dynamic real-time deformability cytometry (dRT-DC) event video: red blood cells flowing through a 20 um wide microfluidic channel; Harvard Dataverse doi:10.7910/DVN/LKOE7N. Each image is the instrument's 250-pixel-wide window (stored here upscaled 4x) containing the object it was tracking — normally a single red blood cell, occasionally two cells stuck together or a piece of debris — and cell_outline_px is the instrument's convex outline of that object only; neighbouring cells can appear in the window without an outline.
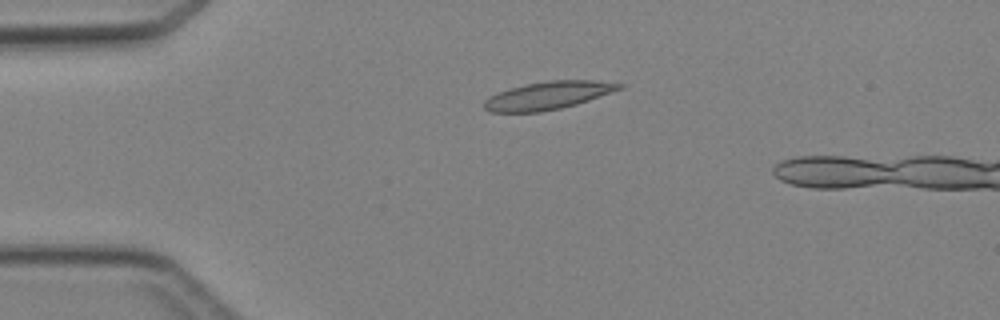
{"species": "Egyptian fruit bat (a non-hibernating species)", "species_latin": "Rousettus aegyptiacus", "temperature_condition": "cold", "stored_images_in_passage": 33, "camera_frame_rate_fps": 3000, "um_per_image_px": 0.085, "animal": {"sex": "female"}, "frame": {"image": 1, "passage_image": 1, "time_ms": 0.0, "image_size_px": [1000, 320], "cell_outline_px": [[624, 88], [576, 104], [560, 108], [540, 112], [488, 112], [484, 108], [484, 100], [488, 96], [496, 92], [524, 84], [548, 80], [592, 80], [624, 84]], "centroid_in_image_um": [46.54, 8.11], "position_along_channel_um": 38.5, "area_um2": 22.02}}
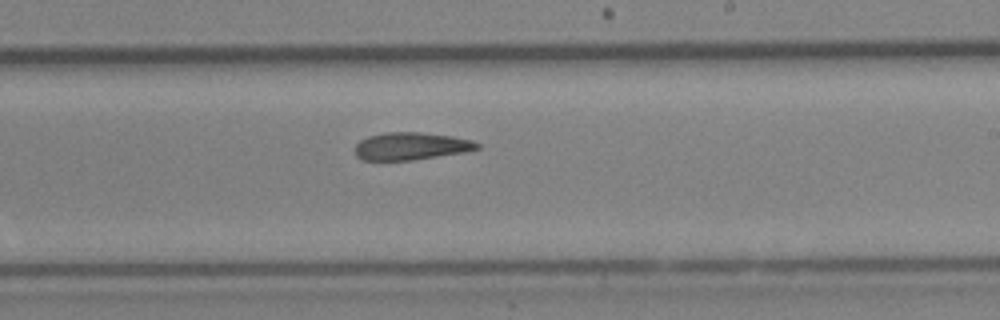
{"frame": {"image": 2, "passage_image": 18, "time_ms": 5.667, "image_size_px": [1000, 320], "cell_outline_px": [[480, 148], [464, 152], [412, 160], [364, 160], [356, 156], [356, 144], [360, 140], [368, 136], [384, 132], [420, 132], [452, 136], [472, 140], [480, 144]], "centroid_in_image_um": [34.94, 12.41], "position_along_channel_um": 254.1, "area_um2": 19.54}}
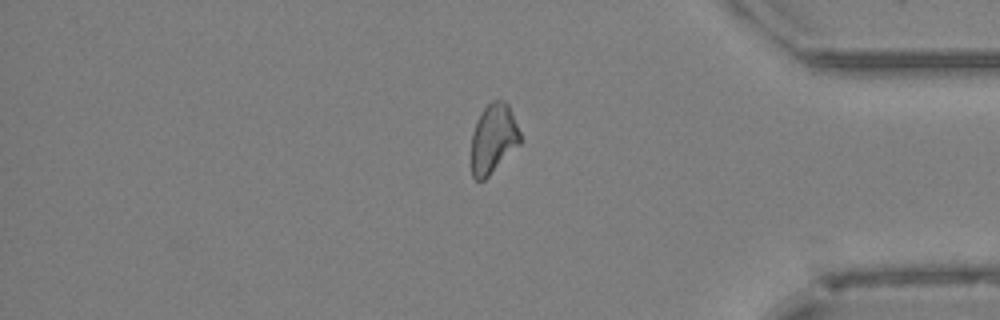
{"frame": {"image": 3, "passage_image": 29, "time_ms": 9.333, "image_size_px": [1000, 320], "cell_outline_px": [[520, 144], [484, 180], [476, 180], [472, 176], [472, 132], [476, 120], [480, 112], [492, 100], [504, 100], [508, 104], [520, 132]], "centroid_in_image_um": [41.92, 11.76], "position_along_channel_um": 393.3, "area_um2": 19.65}}